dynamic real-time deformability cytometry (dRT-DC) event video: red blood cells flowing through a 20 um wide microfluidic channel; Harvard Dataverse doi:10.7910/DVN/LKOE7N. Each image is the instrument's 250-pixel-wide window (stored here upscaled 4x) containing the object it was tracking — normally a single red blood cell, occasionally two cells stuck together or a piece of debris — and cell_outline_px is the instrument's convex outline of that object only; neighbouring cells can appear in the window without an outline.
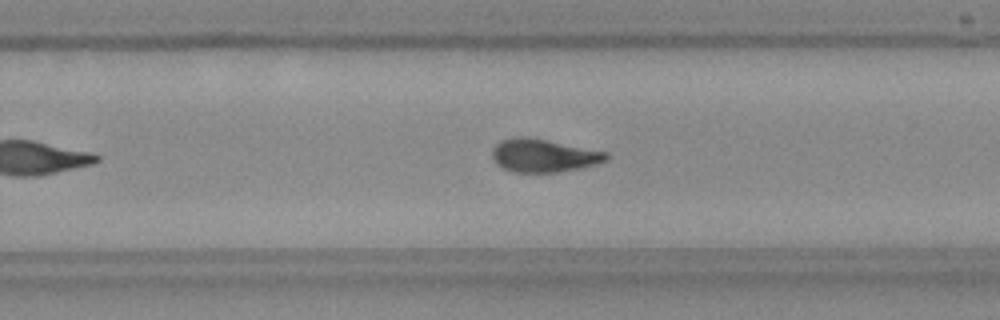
{"species": "Egyptian fruit bat (a non-hibernating species)", "species_latin": "Rousettus aegyptiacus", "temperature_condition": "room temperature", "stored_images_in_passage": 41, "camera_frame_rate_fps": 3000, "um_per_image_px": 0.085, "frame": {"image": 1, "passage_image": 24, "time_ms": 7.667, "image_size_px": [1000, 320], "cell_outline_px": [[608, 160], [596, 164], [580, 168], [556, 172], [512, 172], [496, 164], [492, 156], [492, 148], [500, 140], [520, 136], [528, 136], [608, 152]], "centroid_in_image_um": [46.19, 13.21], "position_along_channel_um": 283.6, "area_um2": 22.08}, "authors_computed_cell_mechanics": {"area_um2": 21.675, "velocity_mm_per_s": 3.7545, "shape_relaxation_time_tau1_ms": 8.3925, "shape_relaxation_time_tau2_ms": 3.2574, "deformation_change_tau1": 0.2306, "deformation_change_tau2": 0.1011}}